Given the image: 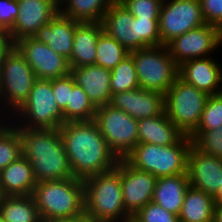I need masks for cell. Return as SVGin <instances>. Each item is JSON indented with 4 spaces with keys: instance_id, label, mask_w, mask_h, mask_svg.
I'll return each mask as SVG.
<instances>
[{
    "instance_id": "6da1fadb",
    "label": "cell",
    "mask_w": 222,
    "mask_h": 222,
    "mask_svg": "<svg viewBox=\"0 0 222 222\" xmlns=\"http://www.w3.org/2000/svg\"><path fill=\"white\" fill-rule=\"evenodd\" d=\"M59 132L75 178L85 180L116 167L119 159L94 120L65 122Z\"/></svg>"
},
{
    "instance_id": "7a4b0ae2",
    "label": "cell",
    "mask_w": 222,
    "mask_h": 222,
    "mask_svg": "<svg viewBox=\"0 0 222 222\" xmlns=\"http://www.w3.org/2000/svg\"><path fill=\"white\" fill-rule=\"evenodd\" d=\"M16 128L21 136L22 155L31 164L37 182L75 178L70 168L59 128Z\"/></svg>"
},
{
    "instance_id": "3957f363",
    "label": "cell",
    "mask_w": 222,
    "mask_h": 222,
    "mask_svg": "<svg viewBox=\"0 0 222 222\" xmlns=\"http://www.w3.org/2000/svg\"><path fill=\"white\" fill-rule=\"evenodd\" d=\"M83 182L88 222H125L131 216L124 207L120 169L117 166Z\"/></svg>"
},
{
    "instance_id": "277c9868",
    "label": "cell",
    "mask_w": 222,
    "mask_h": 222,
    "mask_svg": "<svg viewBox=\"0 0 222 222\" xmlns=\"http://www.w3.org/2000/svg\"><path fill=\"white\" fill-rule=\"evenodd\" d=\"M32 196L41 220L85 217L84 182L81 179L37 182Z\"/></svg>"
},
{
    "instance_id": "5b68a950",
    "label": "cell",
    "mask_w": 222,
    "mask_h": 222,
    "mask_svg": "<svg viewBox=\"0 0 222 222\" xmlns=\"http://www.w3.org/2000/svg\"><path fill=\"white\" fill-rule=\"evenodd\" d=\"M159 18H134L120 1H114L104 13L103 30L129 52L149 46H161Z\"/></svg>"
},
{
    "instance_id": "8992f818",
    "label": "cell",
    "mask_w": 222,
    "mask_h": 222,
    "mask_svg": "<svg viewBox=\"0 0 222 222\" xmlns=\"http://www.w3.org/2000/svg\"><path fill=\"white\" fill-rule=\"evenodd\" d=\"M193 142L183 135L175 144L160 146L138 143L124 158L134 168L156 178L187 174L188 153Z\"/></svg>"
},
{
    "instance_id": "52a82bcc",
    "label": "cell",
    "mask_w": 222,
    "mask_h": 222,
    "mask_svg": "<svg viewBox=\"0 0 222 222\" xmlns=\"http://www.w3.org/2000/svg\"><path fill=\"white\" fill-rule=\"evenodd\" d=\"M35 80L33 69L14 47L2 62L0 119H10L20 109L27 101Z\"/></svg>"
},
{
    "instance_id": "ba28073f",
    "label": "cell",
    "mask_w": 222,
    "mask_h": 222,
    "mask_svg": "<svg viewBox=\"0 0 222 222\" xmlns=\"http://www.w3.org/2000/svg\"><path fill=\"white\" fill-rule=\"evenodd\" d=\"M15 127L28 129H57L64 116L54 98L52 79H36L27 101L10 118Z\"/></svg>"
},
{
    "instance_id": "9c48e42d",
    "label": "cell",
    "mask_w": 222,
    "mask_h": 222,
    "mask_svg": "<svg viewBox=\"0 0 222 222\" xmlns=\"http://www.w3.org/2000/svg\"><path fill=\"white\" fill-rule=\"evenodd\" d=\"M129 55L133 58L141 89L165 95L178 78L179 66L166 45L141 48L129 52Z\"/></svg>"
},
{
    "instance_id": "30bf717a",
    "label": "cell",
    "mask_w": 222,
    "mask_h": 222,
    "mask_svg": "<svg viewBox=\"0 0 222 222\" xmlns=\"http://www.w3.org/2000/svg\"><path fill=\"white\" fill-rule=\"evenodd\" d=\"M208 95L185 83L179 77L165 94V112L169 120L185 136L197 128Z\"/></svg>"
},
{
    "instance_id": "8fae6325",
    "label": "cell",
    "mask_w": 222,
    "mask_h": 222,
    "mask_svg": "<svg viewBox=\"0 0 222 222\" xmlns=\"http://www.w3.org/2000/svg\"><path fill=\"white\" fill-rule=\"evenodd\" d=\"M94 121L118 159H124L138 144V120L110 103L97 107Z\"/></svg>"
},
{
    "instance_id": "7c38bea8",
    "label": "cell",
    "mask_w": 222,
    "mask_h": 222,
    "mask_svg": "<svg viewBox=\"0 0 222 222\" xmlns=\"http://www.w3.org/2000/svg\"><path fill=\"white\" fill-rule=\"evenodd\" d=\"M158 23L162 45L206 24L199 0H163Z\"/></svg>"
},
{
    "instance_id": "4fadbf2b",
    "label": "cell",
    "mask_w": 222,
    "mask_h": 222,
    "mask_svg": "<svg viewBox=\"0 0 222 222\" xmlns=\"http://www.w3.org/2000/svg\"><path fill=\"white\" fill-rule=\"evenodd\" d=\"M166 47L175 63L180 66L185 61L215 54L217 48L222 47V40L218 27L205 24L173 38Z\"/></svg>"
},
{
    "instance_id": "5bb4252c",
    "label": "cell",
    "mask_w": 222,
    "mask_h": 222,
    "mask_svg": "<svg viewBox=\"0 0 222 222\" xmlns=\"http://www.w3.org/2000/svg\"><path fill=\"white\" fill-rule=\"evenodd\" d=\"M15 47L33 69L36 79L51 80L70 74L68 59L34 37L19 39Z\"/></svg>"
},
{
    "instance_id": "9a60e30c",
    "label": "cell",
    "mask_w": 222,
    "mask_h": 222,
    "mask_svg": "<svg viewBox=\"0 0 222 222\" xmlns=\"http://www.w3.org/2000/svg\"><path fill=\"white\" fill-rule=\"evenodd\" d=\"M116 166L120 169L125 210L134 216L152 201L157 178L134 168L125 159H119Z\"/></svg>"
},
{
    "instance_id": "2e32d148",
    "label": "cell",
    "mask_w": 222,
    "mask_h": 222,
    "mask_svg": "<svg viewBox=\"0 0 222 222\" xmlns=\"http://www.w3.org/2000/svg\"><path fill=\"white\" fill-rule=\"evenodd\" d=\"M19 13L8 33L14 42L33 37L42 25L49 23L59 12L57 0H18Z\"/></svg>"
},
{
    "instance_id": "e0dca14e",
    "label": "cell",
    "mask_w": 222,
    "mask_h": 222,
    "mask_svg": "<svg viewBox=\"0 0 222 222\" xmlns=\"http://www.w3.org/2000/svg\"><path fill=\"white\" fill-rule=\"evenodd\" d=\"M187 176L191 187L214 195L222 183V158L205 154L192 144L187 159Z\"/></svg>"
},
{
    "instance_id": "ac0fdd59",
    "label": "cell",
    "mask_w": 222,
    "mask_h": 222,
    "mask_svg": "<svg viewBox=\"0 0 222 222\" xmlns=\"http://www.w3.org/2000/svg\"><path fill=\"white\" fill-rule=\"evenodd\" d=\"M111 105L136 120L156 117L165 112V95L146 89H134L112 96Z\"/></svg>"
},
{
    "instance_id": "d6986e66",
    "label": "cell",
    "mask_w": 222,
    "mask_h": 222,
    "mask_svg": "<svg viewBox=\"0 0 222 222\" xmlns=\"http://www.w3.org/2000/svg\"><path fill=\"white\" fill-rule=\"evenodd\" d=\"M212 56L185 61L179 66L178 77L185 83L205 92L207 95L218 94L222 66Z\"/></svg>"
},
{
    "instance_id": "ffe728a7",
    "label": "cell",
    "mask_w": 222,
    "mask_h": 222,
    "mask_svg": "<svg viewBox=\"0 0 222 222\" xmlns=\"http://www.w3.org/2000/svg\"><path fill=\"white\" fill-rule=\"evenodd\" d=\"M70 69L76 84L82 87L96 107L111 103V70L95 64Z\"/></svg>"
},
{
    "instance_id": "44dd1931",
    "label": "cell",
    "mask_w": 222,
    "mask_h": 222,
    "mask_svg": "<svg viewBox=\"0 0 222 222\" xmlns=\"http://www.w3.org/2000/svg\"><path fill=\"white\" fill-rule=\"evenodd\" d=\"M76 27V21L58 12L49 23L42 25L33 37L69 59Z\"/></svg>"
},
{
    "instance_id": "7402d4cb",
    "label": "cell",
    "mask_w": 222,
    "mask_h": 222,
    "mask_svg": "<svg viewBox=\"0 0 222 222\" xmlns=\"http://www.w3.org/2000/svg\"><path fill=\"white\" fill-rule=\"evenodd\" d=\"M36 184L32 166L23 155L0 171L2 196L32 195Z\"/></svg>"
},
{
    "instance_id": "603a6c76",
    "label": "cell",
    "mask_w": 222,
    "mask_h": 222,
    "mask_svg": "<svg viewBox=\"0 0 222 222\" xmlns=\"http://www.w3.org/2000/svg\"><path fill=\"white\" fill-rule=\"evenodd\" d=\"M103 31L101 22H77L71 56L68 59L70 68L95 64L97 41Z\"/></svg>"
},
{
    "instance_id": "cb8c5ba5",
    "label": "cell",
    "mask_w": 222,
    "mask_h": 222,
    "mask_svg": "<svg viewBox=\"0 0 222 222\" xmlns=\"http://www.w3.org/2000/svg\"><path fill=\"white\" fill-rule=\"evenodd\" d=\"M189 186L187 174L159 177L156 180L152 202L174 215H179Z\"/></svg>"
},
{
    "instance_id": "d4e9b609",
    "label": "cell",
    "mask_w": 222,
    "mask_h": 222,
    "mask_svg": "<svg viewBox=\"0 0 222 222\" xmlns=\"http://www.w3.org/2000/svg\"><path fill=\"white\" fill-rule=\"evenodd\" d=\"M138 143L160 146L175 144L183 134L169 120L166 112L138 120Z\"/></svg>"
},
{
    "instance_id": "484cf974",
    "label": "cell",
    "mask_w": 222,
    "mask_h": 222,
    "mask_svg": "<svg viewBox=\"0 0 222 222\" xmlns=\"http://www.w3.org/2000/svg\"><path fill=\"white\" fill-rule=\"evenodd\" d=\"M214 207L213 195L189 186L178 215L179 222H213Z\"/></svg>"
},
{
    "instance_id": "4316f807",
    "label": "cell",
    "mask_w": 222,
    "mask_h": 222,
    "mask_svg": "<svg viewBox=\"0 0 222 222\" xmlns=\"http://www.w3.org/2000/svg\"><path fill=\"white\" fill-rule=\"evenodd\" d=\"M115 0H60L59 12L76 22H102L104 13Z\"/></svg>"
},
{
    "instance_id": "83f0119b",
    "label": "cell",
    "mask_w": 222,
    "mask_h": 222,
    "mask_svg": "<svg viewBox=\"0 0 222 222\" xmlns=\"http://www.w3.org/2000/svg\"><path fill=\"white\" fill-rule=\"evenodd\" d=\"M0 213L4 222H41L32 195L2 196Z\"/></svg>"
},
{
    "instance_id": "f1b7e54d",
    "label": "cell",
    "mask_w": 222,
    "mask_h": 222,
    "mask_svg": "<svg viewBox=\"0 0 222 222\" xmlns=\"http://www.w3.org/2000/svg\"><path fill=\"white\" fill-rule=\"evenodd\" d=\"M97 107L90 100L81 86L77 84L70 91L69 101L66 108L62 111L64 123L71 121H90L94 120Z\"/></svg>"
},
{
    "instance_id": "f546056e",
    "label": "cell",
    "mask_w": 222,
    "mask_h": 222,
    "mask_svg": "<svg viewBox=\"0 0 222 222\" xmlns=\"http://www.w3.org/2000/svg\"><path fill=\"white\" fill-rule=\"evenodd\" d=\"M21 155L18 129L8 119H0V171Z\"/></svg>"
},
{
    "instance_id": "4dcf8cb0",
    "label": "cell",
    "mask_w": 222,
    "mask_h": 222,
    "mask_svg": "<svg viewBox=\"0 0 222 222\" xmlns=\"http://www.w3.org/2000/svg\"><path fill=\"white\" fill-rule=\"evenodd\" d=\"M129 51L113 37L103 31L97 41L95 65L112 70Z\"/></svg>"
},
{
    "instance_id": "1f68e13d",
    "label": "cell",
    "mask_w": 222,
    "mask_h": 222,
    "mask_svg": "<svg viewBox=\"0 0 222 222\" xmlns=\"http://www.w3.org/2000/svg\"><path fill=\"white\" fill-rule=\"evenodd\" d=\"M133 58L127 55L111 70L110 89L112 96L120 92L139 89Z\"/></svg>"
},
{
    "instance_id": "d6a6232c",
    "label": "cell",
    "mask_w": 222,
    "mask_h": 222,
    "mask_svg": "<svg viewBox=\"0 0 222 222\" xmlns=\"http://www.w3.org/2000/svg\"><path fill=\"white\" fill-rule=\"evenodd\" d=\"M189 137L201 152L222 158V126L210 131H194Z\"/></svg>"
},
{
    "instance_id": "836d02e7",
    "label": "cell",
    "mask_w": 222,
    "mask_h": 222,
    "mask_svg": "<svg viewBox=\"0 0 222 222\" xmlns=\"http://www.w3.org/2000/svg\"><path fill=\"white\" fill-rule=\"evenodd\" d=\"M222 126V97L208 95L199 124L195 131H210Z\"/></svg>"
},
{
    "instance_id": "e575fe53",
    "label": "cell",
    "mask_w": 222,
    "mask_h": 222,
    "mask_svg": "<svg viewBox=\"0 0 222 222\" xmlns=\"http://www.w3.org/2000/svg\"><path fill=\"white\" fill-rule=\"evenodd\" d=\"M134 18H159L163 0H119Z\"/></svg>"
},
{
    "instance_id": "d590c367",
    "label": "cell",
    "mask_w": 222,
    "mask_h": 222,
    "mask_svg": "<svg viewBox=\"0 0 222 222\" xmlns=\"http://www.w3.org/2000/svg\"><path fill=\"white\" fill-rule=\"evenodd\" d=\"M133 217L138 222H179L178 215L166 211L152 201L140 209Z\"/></svg>"
},
{
    "instance_id": "8d00e7d4",
    "label": "cell",
    "mask_w": 222,
    "mask_h": 222,
    "mask_svg": "<svg viewBox=\"0 0 222 222\" xmlns=\"http://www.w3.org/2000/svg\"><path fill=\"white\" fill-rule=\"evenodd\" d=\"M76 85L75 79L71 74L65 77L52 79V89L58 107L63 111L69 101L70 91Z\"/></svg>"
},
{
    "instance_id": "74e56055",
    "label": "cell",
    "mask_w": 222,
    "mask_h": 222,
    "mask_svg": "<svg viewBox=\"0 0 222 222\" xmlns=\"http://www.w3.org/2000/svg\"><path fill=\"white\" fill-rule=\"evenodd\" d=\"M199 1L205 23L219 28L222 25V0Z\"/></svg>"
},
{
    "instance_id": "f35d334b",
    "label": "cell",
    "mask_w": 222,
    "mask_h": 222,
    "mask_svg": "<svg viewBox=\"0 0 222 222\" xmlns=\"http://www.w3.org/2000/svg\"><path fill=\"white\" fill-rule=\"evenodd\" d=\"M18 13V0H0V30L9 33Z\"/></svg>"
},
{
    "instance_id": "ab89813d",
    "label": "cell",
    "mask_w": 222,
    "mask_h": 222,
    "mask_svg": "<svg viewBox=\"0 0 222 222\" xmlns=\"http://www.w3.org/2000/svg\"><path fill=\"white\" fill-rule=\"evenodd\" d=\"M15 47V42L11 38V36L5 32L0 30V62L2 63L7 55L12 51Z\"/></svg>"
},
{
    "instance_id": "60d3db41",
    "label": "cell",
    "mask_w": 222,
    "mask_h": 222,
    "mask_svg": "<svg viewBox=\"0 0 222 222\" xmlns=\"http://www.w3.org/2000/svg\"><path fill=\"white\" fill-rule=\"evenodd\" d=\"M41 222H88L86 217H74L64 219H43Z\"/></svg>"
},
{
    "instance_id": "b9f144b4",
    "label": "cell",
    "mask_w": 222,
    "mask_h": 222,
    "mask_svg": "<svg viewBox=\"0 0 222 222\" xmlns=\"http://www.w3.org/2000/svg\"><path fill=\"white\" fill-rule=\"evenodd\" d=\"M213 222H222V205H215Z\"/></svg>"
},
{
    "instance_id": "7bdbcfd3",
    "label": "cell",
    "mask_w": 222,
    "mask_h": 222,
    "mask_svg": "<svg viewBox=\"0 0 222 222\" xmlns=\"http://www.w3.org/2000/svg\"><path fill=\"white\" fill-rule=\"evenodd\" d=\"M215 205H222V183L213 195Z\"/></svg>"
},
{
    "instance_id": "ee69618b",
    "label": "cell",
    "mask_w": 222,
    "mask_h": 222,
    "mask_svg": "<svg viewBox=\"0 0 222 222\" xmlns=\"http://www.w3.org/2000/svg\"><path fill=\"white\" fill-rule=\"evenodd\" d=\"M125 222H138L133 216H130Z\"/></svg>"
},
{
    "instance_id": "f6af8a7d",
    "label": "cell",
    "mask_w": 222,
    "mask_h": 222,
    "mask_svg": "<svg viewBox=\"0 0 222 222\" xmlns=\"http://www.w3.org/2000/svg\"><path fill=\"white\" fill-rule=\"evenodd\" d=\"M1 78H2V63L0 62V85H1Z\"/></svg>"
},
{
    "instance_id": "bcb514c9",
    "label": "cell",
    "mask_w": 222,
    "mask_h": 222,
    "mask_svg": "<svg viewBox=\"0 0 222 222\" xmlns=\"http://www.w3.org/2000/svg\"><path fill=\"white\" fill-rule=\"evenodd\" d=\"M221 83H222V78H221ZM222 84H220V88H219V92H218V94L222 97V86H221Z\"/></svg>"
},
{
    "instance_id": "7dc6e473",
    "label": "cell",
    "mask_w": 222,
    "mask_h": 222,
    "mask_svg": "<svg viewBox=\"0 0 222 222\" xmlns=\"http://www.w3.org/2000/svg\"><path fill=\"white\" fill-rule=\"evenodd\" d=\"M218 30H219L220 38H221V40H222V25L218 28Z\"/></svg>"
},
{
    "instance_id": "c3c4849f",
    "label": "cell",
    "mask_w": 222,
    "mask_h": 222,
    "mask_svg": "<svg viewBox=\"0 0 222 222\" xmlns=\"http://www.w3.org/2000/svg\"><path fill=\"white\" fill-rule=\"evenodd\" d=\"M0 222H4L1 213H0Z\"/></svg>"
}]
</instances>
